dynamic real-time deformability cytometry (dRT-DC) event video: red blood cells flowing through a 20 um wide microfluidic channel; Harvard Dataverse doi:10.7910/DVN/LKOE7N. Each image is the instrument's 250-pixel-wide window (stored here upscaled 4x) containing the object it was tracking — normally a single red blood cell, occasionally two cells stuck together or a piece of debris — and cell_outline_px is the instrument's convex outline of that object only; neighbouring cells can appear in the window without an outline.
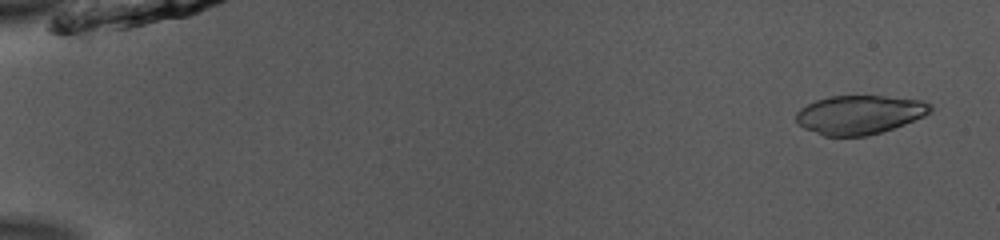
{"species": "common noctule bat (a hibernating species)", "species_latin": "Nyctalus noctula", "temperature_condition": "room temperature", "stored_images_in_passage": 50, "camera_frame_rate_fps": 3000, "um_per_image_px": 0.085, "animal": {"sex": "male", "body_mass_g": 13.0, "forearm_length_mm": 53.1}, "frame": {"image": 1, "passage_image": 1, "time_ms": 0.0, "image_size_px": [1000, 240], "cell_outline_px": [[932, 112], [924, 116], [904, 124], [880, 132], [864, 136], [824, 136], [804, 128], [796, 120], [796, 112], [800, 108], [816, 100], [832, 96], [884, 96], [924, 100], [932, 104]], "centroid_in_image_um": [73.08, 9.74], "position_along_channel_um": 11.9, "area_um2": 30.35}}